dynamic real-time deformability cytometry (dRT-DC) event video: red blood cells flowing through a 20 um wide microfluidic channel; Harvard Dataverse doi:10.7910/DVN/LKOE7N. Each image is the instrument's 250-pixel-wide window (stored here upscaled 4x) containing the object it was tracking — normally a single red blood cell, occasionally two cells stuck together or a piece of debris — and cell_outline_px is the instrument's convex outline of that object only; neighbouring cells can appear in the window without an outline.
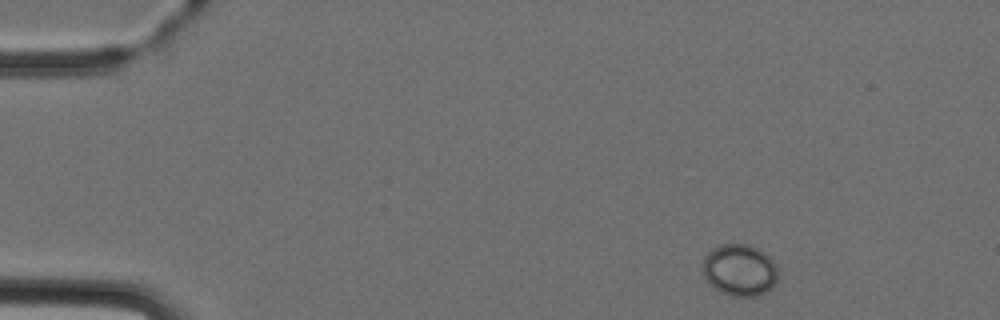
{"species": "Egyptian fruit bat (a non-hibernating species)", "species_latin": "Rousettus aegyptiacus", "temperature_condition": "cold", "stored_images_in_passage": 5, "camera_frame_rate_fps": 3000, "um_per_image_px": 0.085, "animal": {"sex": "female"}, "frame": {"image": 1, "passage_image": 1, "time_ms": 0.0, "image_size_px": [1000, 320], "cell_outline_px": [[776, 280], [772, 288], [756, 296], [732, 296], [720, 292], [704, 276], [704, 256], [712, 248], [720, 244], [752, 244], [760, 248], [772, 260], [776, 268]], "centroid_in_image_um": [62.87, 22.93], "position_along_channel_um": 22.1, "area_um2": 22.54}}
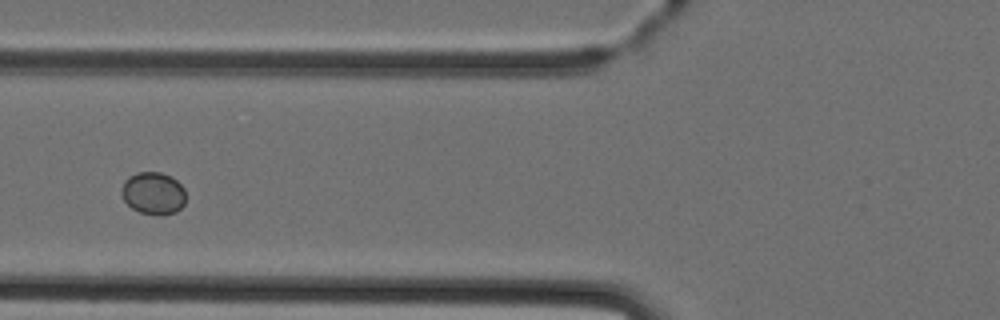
{"frame": {"image": 2, "passage_image": 4, "time_ms": 4.333, "image_size_px": [1000, 320], "cell_outline_px": [[184, 204], [176, 212], [160, 216], [140, 212], [132, 208], [124, 200], [124, 180], [128, 176], [136, 172], [160, 172], [172, 176], [184, 188]], "centroid_in_image_um": [13.06, 16.42], "position_along_channel_um": 112.7, "area_um2": 15.72}}
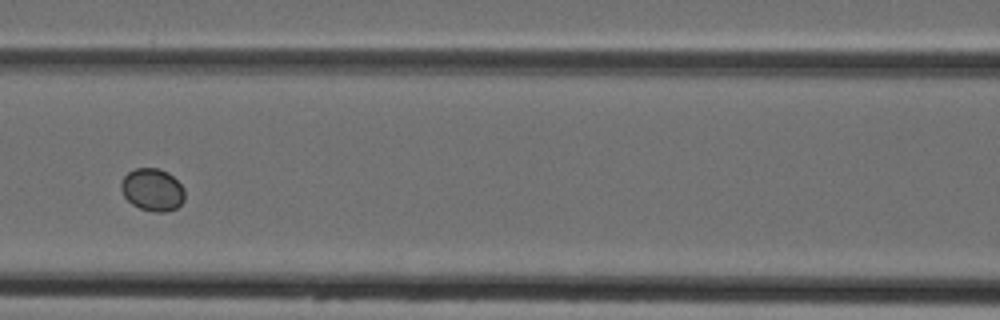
{"frame": {"image": 3, "passage_image": 5, "time_ms": 5.333, "image_size_px": [1000, 320], "cell_outline_px": [[184, 200], [176, 208], [164, 212], [152, 212], [140, 208], [132, 204], [124, 196], [120, 188], [120, 184], [124, 176], [128, 172], [136, 168], [160, 168], [168, 172], [184, 188]], "centroid_in_image_um": [12.95, 16.12], "position_along_channel_um": 153.7, "area_um2": 15.78}}